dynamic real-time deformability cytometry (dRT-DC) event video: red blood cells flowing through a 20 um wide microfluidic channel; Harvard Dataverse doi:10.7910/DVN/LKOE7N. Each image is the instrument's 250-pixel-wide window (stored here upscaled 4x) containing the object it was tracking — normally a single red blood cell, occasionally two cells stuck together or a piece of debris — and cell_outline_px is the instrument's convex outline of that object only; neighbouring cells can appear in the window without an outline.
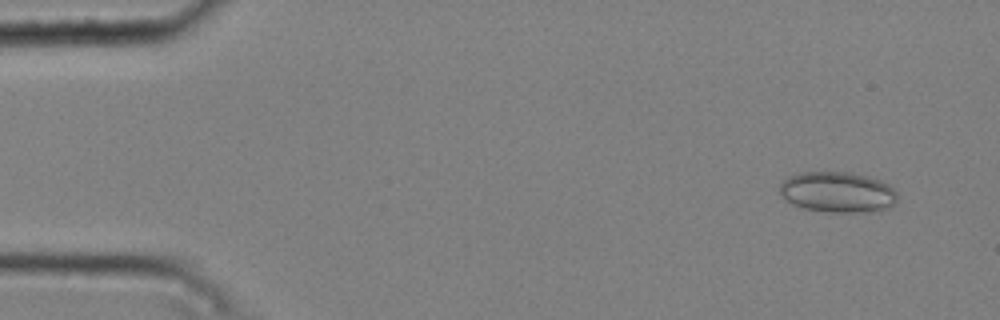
{"species": "common noctule bat (a hibernating species)", "species_latin": "Nyctalus noctula", "temperature_condition": "cold", "stored_images_in_passage": 51, "camera_frame_rate_fps": 3000, "um_per_image_px": 0.085, "animal": {"sex": "male", "body_mass_g": 20.4}, "frame": {"image": 1, "passage_image": 4, "time_ms": 1.0, "image_size_px": [1000, 320], "cell_outline_px": [[896, 200], [888, 208], [880, 212], [828, 212], [804, 208], [784, 200], [780, 192], [780, 184], [788, 176], [800, 172], [852, 172], [880, 180], [888, 184], [896, 192]], "centroid_in_image_um": [71.19, 16.33], "position_along_channel_um": 13.8, "area_um2": 28.03}}
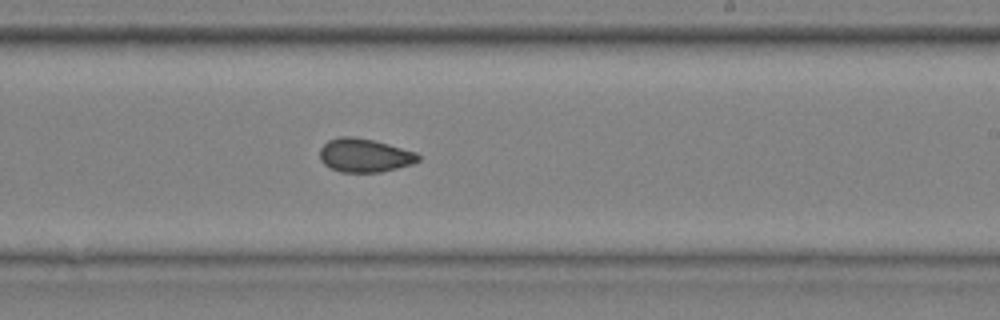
{"frame": {"image": 2, "passage_image": 32, "time_ms": 10.333, "image_size_px": [1000, 320], "cell_outline_px": [[420, 160], [412, 164], [380, 172], [340, 172], [324, 164], [320, 160], [320, 148], [328, 140], [340, 136], [352, 136], [372, 140], [388, 144], [416, 152], [420, 156]], "centroid_in_image_um": [30.97, 13.2], "position_along_channel_um": 258.0, "area_um2": 19.19}}
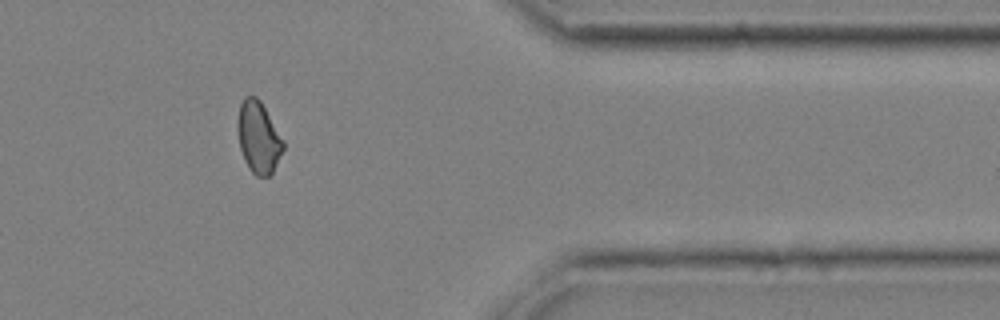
{"frame": {"image": 3, "passage_image": 44, "time_ms": 14.333, "image_size_px": [1000, 320], "cell_outline_px": [[284, 148], [272, 172], [268, 176], [256, 176], [248, 168], [244, 160], [240, 148], [236, 124], [240, 104], [244, 96], [256, 96], [260, 100], [284, 140]], "centroid_in_image_um": [21.95, 11.66], "position_along_channel_um": 389.4, "area_um2": 19.07}, "authors_computed_cell_mechanics": {"area_um2": 19.4208, "velocity_mm_per_s": 3.7697, "shape_relaxation_time_tau1_ms": null, "shape_relaxation_time_tau2_ms": 3.7453, "deformation_change_tau1": null, "deformation_change_tau2": 0.0637}}